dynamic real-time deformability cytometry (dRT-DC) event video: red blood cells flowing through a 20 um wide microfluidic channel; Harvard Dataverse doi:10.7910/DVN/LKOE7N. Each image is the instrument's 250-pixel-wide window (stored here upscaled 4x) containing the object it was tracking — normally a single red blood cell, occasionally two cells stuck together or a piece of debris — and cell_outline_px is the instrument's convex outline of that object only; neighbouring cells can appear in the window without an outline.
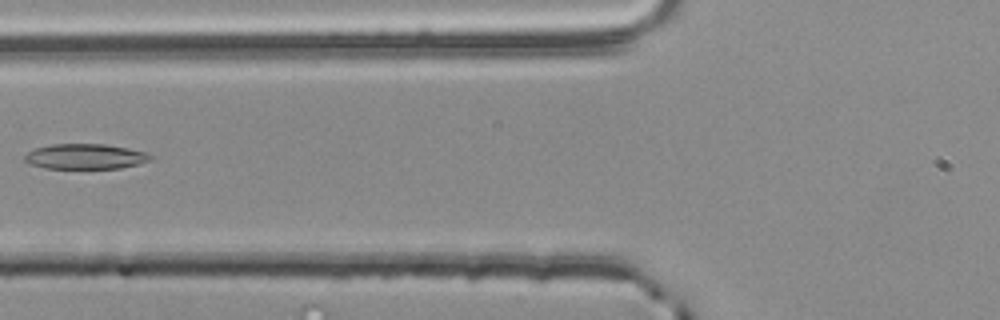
{"species": "common noctule bat (a hibernating species)", "species_latin": "Nyctalus noctula", "temperature_condition": "room temperature", "stored_images_in_passage": 5, "segment_of_instrument_passage": [2, 2], "camera_frame_rate_fps": 3000, "um_per_image_px": 0.085, "animal": {"sex": "male", "body_mass_g": 20.4}, "frame": {"image": 1, "passage_image": 5, "time_ms": 1.333, "image_size_px": [1000, 320], "cell_outline_px": [[156, 156], [152, 160], [140, 164], [120, 168], [44, 168], [28, 164], [24, 160], [24, 156], [28, 152], [36, 148], [52, 144], [104, 144], [128, 148], [144, 152]], "centroid_in_image_um": [7.28, 13.3], "position_along_channel_um": 118.5, "area_um2": 18.61}}